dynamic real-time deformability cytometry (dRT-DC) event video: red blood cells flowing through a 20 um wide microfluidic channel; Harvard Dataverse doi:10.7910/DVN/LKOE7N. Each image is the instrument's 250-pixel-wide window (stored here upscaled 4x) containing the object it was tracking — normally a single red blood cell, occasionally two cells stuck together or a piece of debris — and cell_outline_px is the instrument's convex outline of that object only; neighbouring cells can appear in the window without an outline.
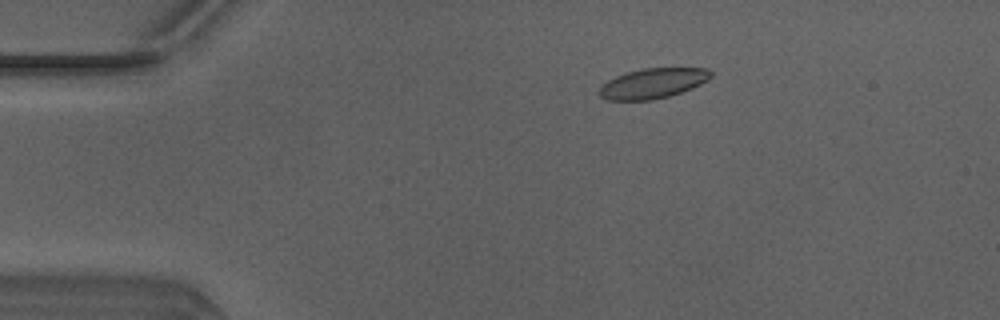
{"species": "Egyptian fruit bat (a non-hibernating species)", "species_latin": "Rousettus aegyptiacus", "temperature_condition": "warm", "stored_images_in_passage": 16, "camera_frame_rate_fps": 3000, "um_per_image_px": 0.085, "animal": {"sex": "male"}, "frame": {"image": 1, "passage_image": 10, "time_ms": 3.0, "image_size_px": [1000, 320], "cell_outline_px": [[712, 76], [708, 80], [692, 88], [668, 96], [652, 100], [608, 100], [600, 96], [596, 92], [600, 84], [616, 76], [640, 68], [708, 68], [712, 72]], "centroid_in_image_um": [55.45, 7.08], "position_along_channel_um": 29.5, "area_um2": 19.71}}